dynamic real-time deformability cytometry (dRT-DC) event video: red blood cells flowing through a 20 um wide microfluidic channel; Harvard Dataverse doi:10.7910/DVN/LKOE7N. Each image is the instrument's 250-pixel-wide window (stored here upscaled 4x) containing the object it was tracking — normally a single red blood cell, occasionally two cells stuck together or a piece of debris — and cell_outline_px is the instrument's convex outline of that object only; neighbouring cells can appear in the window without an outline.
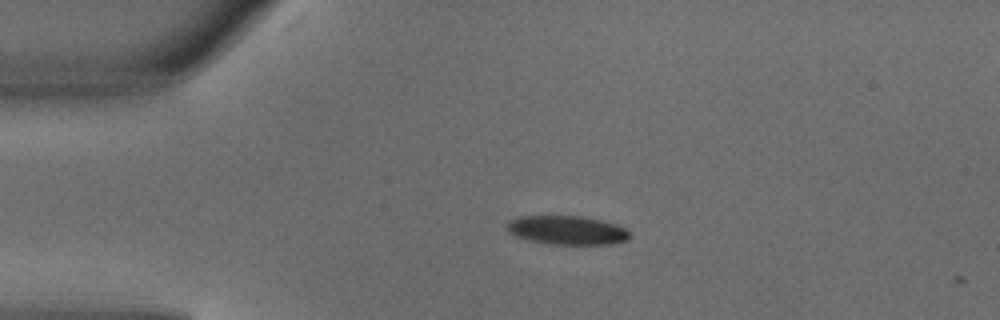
{"species": "common noctule bat (a hibernating species)", "species_latin": "Nyctalus noctula", "temperature_condition": "warm", "stored_images_in_passage": 2, "camera_frame_rate_fps": 3000, "um_per_image_px": 0.085, "animal": {"sex": "male", "body_mass_g": 18.8}, "frame": {"image": 1, "passage_image": 1, "time_ms": 0.0, "image_size_px": [1000, 320], "cell_outline_px": [[628, 240], [612, 244], [552, 244], [528, 240], [516, 236], [508, 232], [508, 224], [512, 220], [520, 216], [584, 216], [616, 224], [624, 228], [628, 232]], "centroid_in_image_um": [48.21, 19.57], "position_along_channel_um": 36.8, "area_um2": 20.4}}